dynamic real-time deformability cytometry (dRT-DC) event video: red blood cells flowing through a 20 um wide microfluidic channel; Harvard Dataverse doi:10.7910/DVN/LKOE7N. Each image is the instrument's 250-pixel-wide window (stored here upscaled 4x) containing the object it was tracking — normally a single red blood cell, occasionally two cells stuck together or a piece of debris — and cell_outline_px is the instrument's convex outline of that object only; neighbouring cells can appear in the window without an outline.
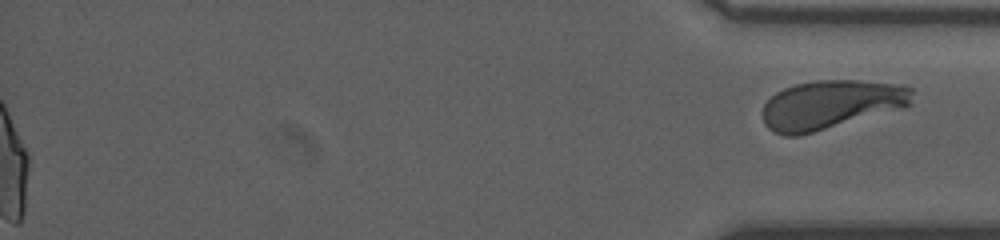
{"species": "human", "species_latin": "Homo sapiens", "temperature_condition": "room temperature", "stored_images_in_passage": 47, "segment_of_instrument_passage": [2, 2], "camera_frame_rate_fps": 3000, "um_per_image_px": 0.085, "donor": {"sex": "male"}, "frame": {"image": 1, "passage_image": 47, "time_ms": 15.333, "image_size_px": [1000, 240], "cell_outline_px": [[912, 92], [908, 104], [904, 108], [812, 132], [796, 136], [784, 136], [772, 132], [764, 124], [764, 104], [776, 92], [784, 88], [796, 84], [816, 80], [860, 80], [900, 84], [912, 88]], "centroid_in_image_um": [70.61, 8.88], "position_along_channel_um": 364.6, "area_um2": 42.37}}